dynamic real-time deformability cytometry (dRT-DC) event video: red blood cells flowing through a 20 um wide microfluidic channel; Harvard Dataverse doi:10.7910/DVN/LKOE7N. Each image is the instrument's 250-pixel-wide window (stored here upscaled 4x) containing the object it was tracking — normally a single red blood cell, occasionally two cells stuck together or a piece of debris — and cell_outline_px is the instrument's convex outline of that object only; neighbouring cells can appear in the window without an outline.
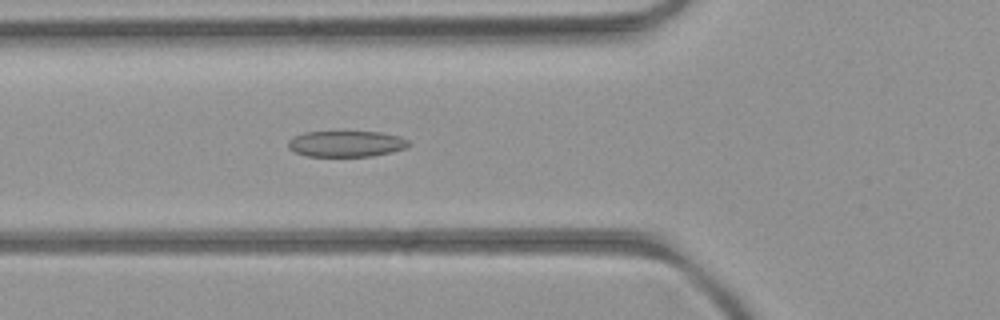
{"species": "common noctule bat (a hibernating species)", "species_latin": "Nyctalus noctula", "temperature_condition": "room temperature", "stored_images_in_passage": 41, "camera_frame_rate_fps": 3000, "um_per_image_px": 0.085, "animal": {"sex": "female", "body_mass_g": 21.9}, "frame": {"image": 1, "passage_image": 15, "time_ms": 4.667, "image_size_px": [1000, 320], "cell_outline_px": [[412, 144], [404, 148], [392, 152], [372, 156], [308, 156], [296, 152], [288, 148], [288, 140], [292, 136], [304, 132], [380, 132], [400, 136], [408, 140]], "centroid_in_image_um": [29.43, 12.22], "position_along_channel_um": 96.4, "area_um2": 18.32}}
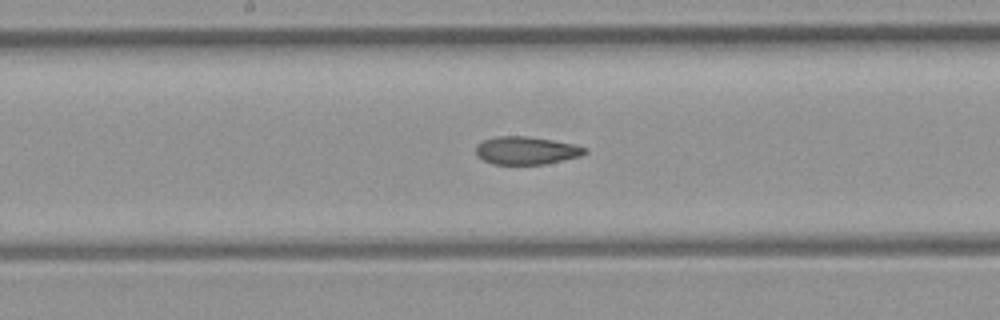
{"frame": {"image": 2, "passage_image": 23, "time_ms": 7.333, "image_size_px": [1000, 320], "cell_outline_px": [[588, 152], [580, 156], [544, 164], [492, 164], [476, 156], [476, 144], [484, 140], [496, 136], [528, 136], [576, 144], [588, 148]], "centroid_in_image_um": [44.74, 12.78], "position_along_channel_um": 203.5, "area_um2": 17.8}}
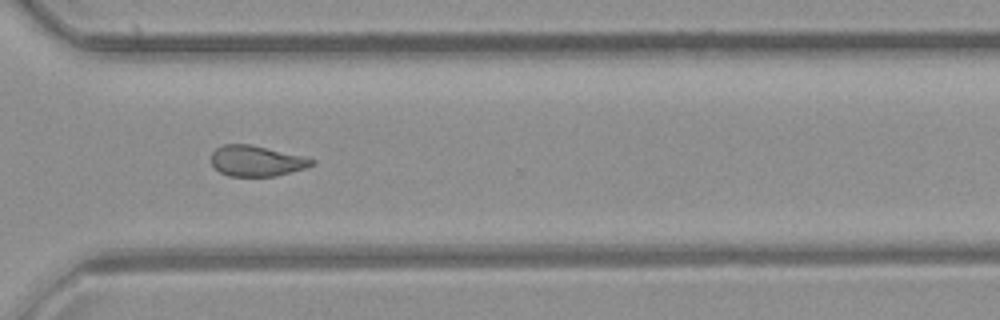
{"frame": {"image": 3, "passage_image": 34, "time_ms": 11.0, "image_size_px": [1000, 320], "cell_outline_px": [[316, 160], [312, 164], [304, 168], [276, 176], [228, 176], [220, 172], [212, 164], [212, 152], [216, 148], [224, 144], [248, 144], [300, 156]], "centroid_in_image_um": [21.74, 13.69], "position_along_channel_um": 348.9, "area_um2": 17.51}, "authors_computed_cell_mechanics": {"area_um2": 18.8428, "velocity_mm_per_s": 3.9824, "shape_relaxation_time_tau1_ms": null, "shape_relaxation_time_tau2_ms": 2.9158, "deformation_change_tau1": null, "deformation_change_tau2": 0.093}}